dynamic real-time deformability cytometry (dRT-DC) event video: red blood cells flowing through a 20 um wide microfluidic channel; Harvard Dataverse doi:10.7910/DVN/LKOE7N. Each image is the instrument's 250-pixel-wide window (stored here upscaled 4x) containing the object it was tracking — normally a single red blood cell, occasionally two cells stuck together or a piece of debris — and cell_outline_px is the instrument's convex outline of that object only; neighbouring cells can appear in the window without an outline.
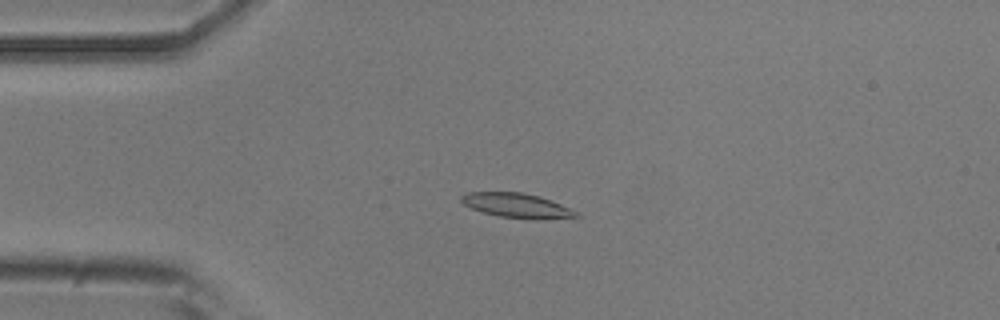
{"species": "common noctule bat (a hibernating species)", "species_latin": "Nyctalus noctula", "temperature_condition": "room temperature", "stored_images_in_passage": 54, "camera_frame_rate_fps": 3000, "um_per_image_px": 0.085, "animal": {"sex": "male", "body_mass_g": 20.5, "forearm_length_mm": 52.5}, "frame": {"image": 1, "passage_image": 13, "time_ms": 4.0, "image_size_px": [1000, 320], "cell_outline_px": [[580, 216], [500, 216], [484, 212], [472, 208], [464, 204], [460, 200], [460, 196], [468, 192], [524, 192], [540, 196], [560, 204], [576, 212]], "centroid_in_image_um": [43.76, 17.38], "position_along_channel_um": 41.2, "area_um2": 15.09}}
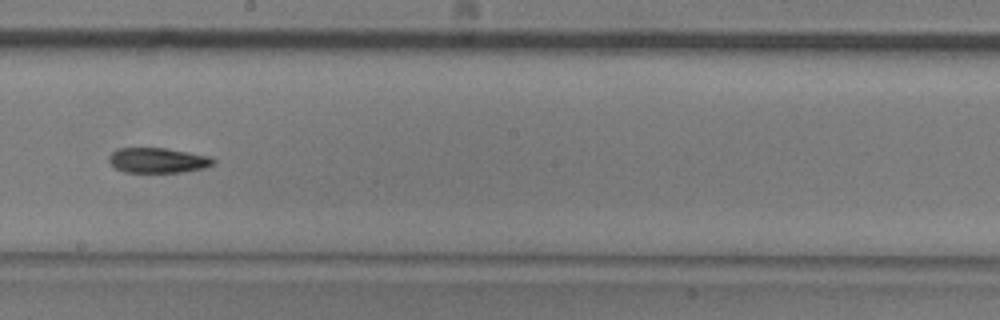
{"frame": {"image": 2, "passage_image": 30, "time_ms": 9.667, "image_size_px": [1000, 320], "cell_outline_px": [[216, 164], [204, 168], [180, 172], [124, 172], [116, 168], [108, 160], [108, 156], [116, 148], [168, 148], [212, 156], [216, 160]], "centroid_in_image_um": [13.46, 13.62], "position_along_channel_um": 234.7, "area_um2": 15.49}}
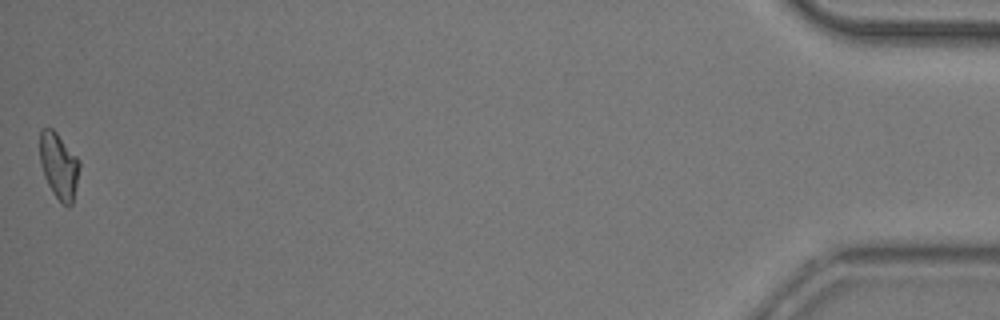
{"frame": {"image": 3, "passage_image": 53, "time_ms": 17.333, "image_size_px": [1000, 320], "cell_outline_px": [[80, 164], [72, 204], [68, 208], [60, 204], [52, 192], [44, 176], [40, 164], [40, 128], [52, 128], [56, 132], [80, 160]], "centroid_in_image_um": [4.99, 14.12], "position_along_channel_um": 430.2, "area_um2": 15.32}, "authors_computed_cell_mechanics": {"area_um2": 15.6927, "velocity_mm_per_s": 3.8235, "shape_relaxation_time_tau1_ms": 9.2354, "shape_relaxation_time_tau2_ms": null, "deformation_change_tau1": 0.2352, "deformation_change_tau2": null}}